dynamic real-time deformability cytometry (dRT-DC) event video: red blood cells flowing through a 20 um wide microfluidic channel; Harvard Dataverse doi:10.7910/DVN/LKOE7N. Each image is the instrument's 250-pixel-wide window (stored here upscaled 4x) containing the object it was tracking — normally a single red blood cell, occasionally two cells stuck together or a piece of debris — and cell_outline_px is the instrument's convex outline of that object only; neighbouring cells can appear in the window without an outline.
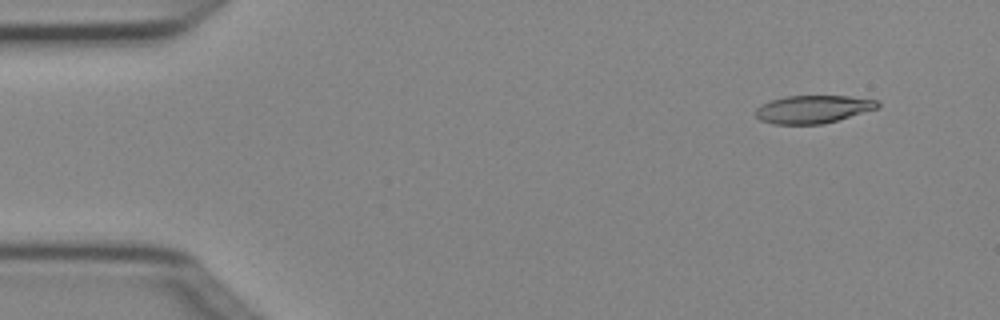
{"species": "Egyptian fruit bat (a non-hibernating species)", "species_latin": "Rousettus aegyptiacus", "temperature_condition": "cold", "stored_images_in_passage": 4, "camera_frame_rate_fps": 3000, "um_per_image_px": 0.085, "animal": {"sex": "female"}, "frame": {"image": 1, "passage_image": 1, "time_ms": 0.0, "image_size_px": [1000, 320], "cell_outline_px": [[880, 108], [836, 120], [820, 124], [772, 124], [760, 120], [756, 116], [756, 108], [772, 100], [784, 96], [848, 96], [880, 100]], "centroid_in_image_um": [69.14, 9.28], "position_along_channel_um": 15.9, "area_um2": 19.77}}
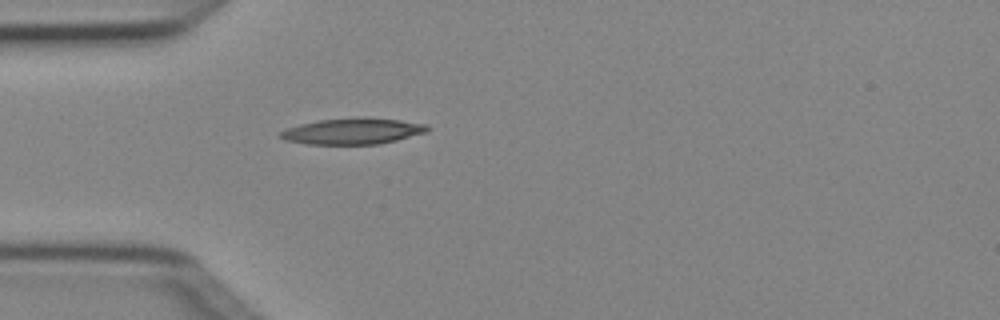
{"frame": {"image": 2, "passage_image": 4, "time_ms": 1.0, "image_size_px": [1000, 320], "cell_outline_px": [[428, 132], [380, 144], [308, 144], [284, 140], [276, 136], [280, 132], [288, 128], [300, 124], [320, 120], [356, 116], [364, 116], [400, 120], [428, 124]], "centroid_in_image_um": [29.99, 11.14], "position_along_channel_um": 55.0, "area_um2": 22.66}}